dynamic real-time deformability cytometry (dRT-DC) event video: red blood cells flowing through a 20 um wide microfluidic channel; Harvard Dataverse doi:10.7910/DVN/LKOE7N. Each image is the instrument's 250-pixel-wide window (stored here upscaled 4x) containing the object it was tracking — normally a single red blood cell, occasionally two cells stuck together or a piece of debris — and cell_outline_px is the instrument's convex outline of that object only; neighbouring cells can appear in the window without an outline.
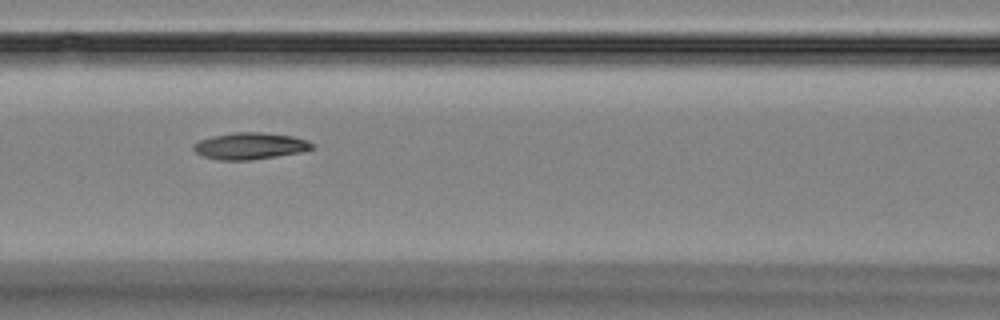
{"species": "Egyptian fruit bat (a non-hibernating species)", "species_latin": "Rousettus aegyptiacus", "temperature_condition": "room temperature", "stored_images_in_passage": 7, "camera_frame_rate_fps": 3000, "um_per_image_px": 0.085, "animal": {"sex": "female"}, "frame": {"image": 1, "passage_image": 6, "time_ms": 6.667, "image_size_px": [1000, 320], "cell_outline_px": [[316, 148], [300, 152], [276, 156], [248, 160], [220, 160], [204, 156], [196, 152], [192, 148], [192, 144], [200, 140], [212, 136], [232, 132], [260, 132], [292, 136], [308, 140]], "centroid_in_image_um": [21.24, 12.4], "position_along_channel_um": 145.4, "area_um2": 18.38}}
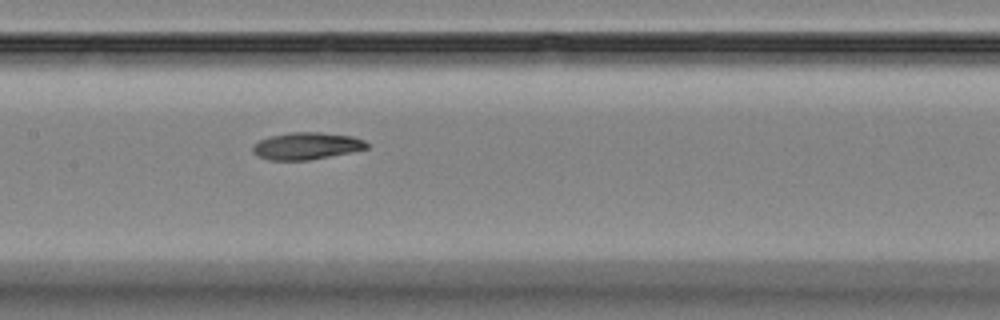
{"frame": {"image": 2, "passage_image": 7, "time_ms": 7.667, "image_size_px": [1000, 320], "cell_outline_px": [[368, 148], [308, 160], [268, 160], [256, 156], [252, 152], [252, 144], [268, 136], [288, 132], [320, 132], [352, 136], [364, 140], [368, 144]], "centroid_in_image_um": [25.98, 12.39], "position_along_channel_um": 181.4, "area_um2": 18.03}}